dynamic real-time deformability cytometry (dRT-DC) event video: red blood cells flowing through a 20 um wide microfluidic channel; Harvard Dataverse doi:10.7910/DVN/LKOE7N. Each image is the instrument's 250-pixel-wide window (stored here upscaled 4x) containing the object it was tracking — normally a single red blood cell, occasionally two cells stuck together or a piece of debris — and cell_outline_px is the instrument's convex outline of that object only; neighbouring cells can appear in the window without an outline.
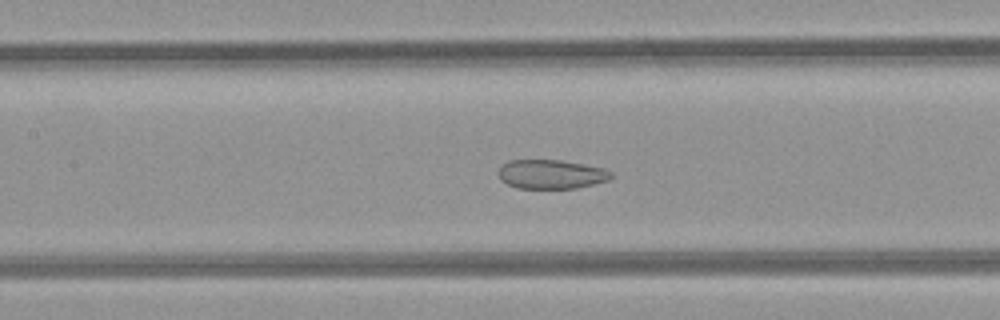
{"species": "common noctule bat (a hibernating species)", "species_latin": "Nyctalus noctula", "temperature_condition": "room temperature", "stored_images_in_passage": 49, "camera_frame_rate_fps": 3000, "um_per_image_px": 0.085, "animal": {"sex": "female", "body_mass_g": 21.9}, "frame": {"image": 1, "passage_image": 23, "time_ms": 7.333, "image_size_px": [1000, 320], "cell_outline_px": [[612, 176], [608, 180], [576, 188], [516, 188], [500, 180], [496, 172], [500, 164], [508, 160], [560, 160], [584, 164], [604, 168], [612, 172]], "centroid_in_image_um": [46.78, 14.8], "position_along_channel_um": 160.6, "area_um2": 19.31}}
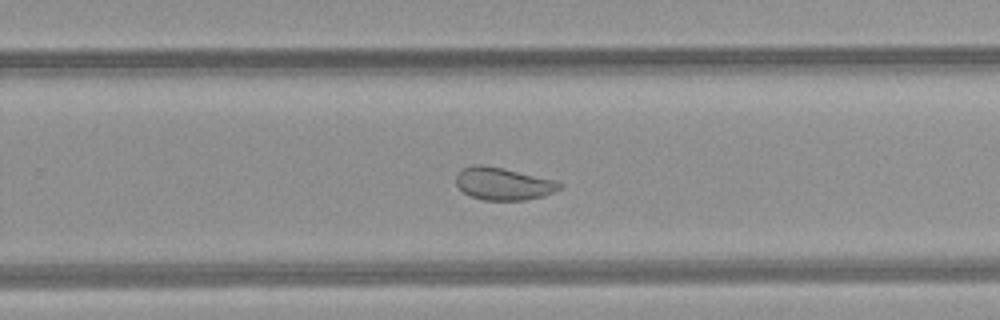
{"frame": {"image": 2, "passage_image": 32, "time_ms": 10.333, "image_size_px": [1000, 320], "cell_outline_px": [[564, 184], [560, 188], [544, 196], [524, 200], [484, 200], [472, 196], [464, 192], [456, 184], [456, 176], [460, 168], [476, 164], [480, 164], [504, 168], [556, 180]], "centroid_in_image_um": [42.77, 15.6], "position_along_channel_um": 287.0, "area_um2": 19.65}}
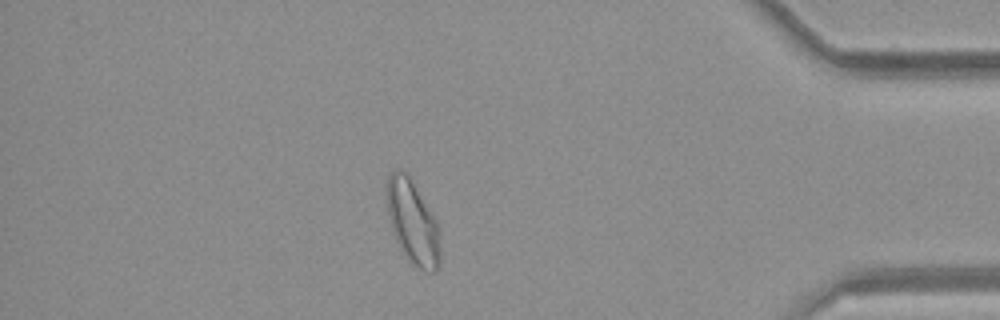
{"frame": {"image": 3, "passage_image": 43, "time_ms": 14.0, "image_size_px": [1000, 320], "cell_outline_px": [[440, 260], [436, 272], [424, 272], [416, 268], [408, 260], [400, 248], [392, 232], [388, 216], [384, 192], [384, 188], [388, 176], [396, 168], [400, 168], [412, 180], [436, 220], [440, 232]], "centroid_in_image_um": [35.05, 18.89], "position_along_channel_um": 400.2, "area_um2": 26.7}, "authors_computed_cell_mechanics": {"area_um2": 25.2586, "velocity_mm_per_s": 4.2396, "shape_relaxation_time_tau1_ms": null, "shape_relaxation_time_tau2_ms": 1.3155, "deformation_change_tau1": null, "deformation_change_tau2": 0.0765}}